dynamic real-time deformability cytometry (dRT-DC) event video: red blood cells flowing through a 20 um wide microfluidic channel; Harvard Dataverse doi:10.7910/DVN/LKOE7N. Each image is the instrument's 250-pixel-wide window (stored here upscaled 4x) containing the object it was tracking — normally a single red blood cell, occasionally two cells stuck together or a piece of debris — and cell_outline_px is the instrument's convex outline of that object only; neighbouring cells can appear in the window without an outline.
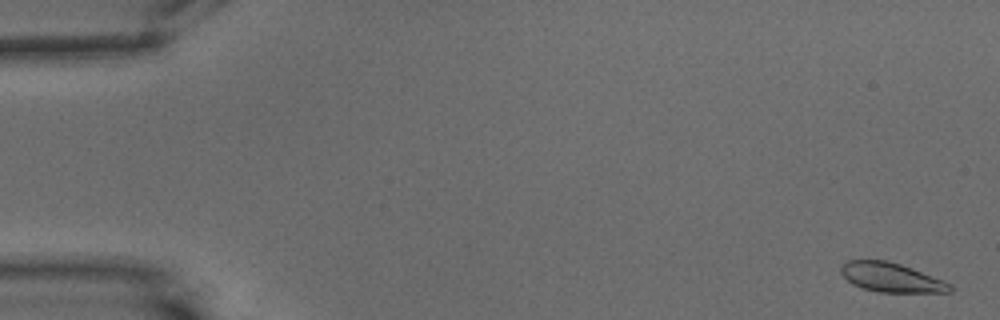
{"species": "common noctule bat (a hibernating species)", "species_latin": "Nyctalus noctula", "temperature_condition": "warm", "stored_images_in_passage": 10, "camera_frame_rate_fps": 3000, "um_per_image_px": 0.085, "animal": {"sex": "male", "body_mass_g": 15.6}, "frame": {"image": 1, "passage_image": 2, "time_ms": 0.333, "image_size_px": [1000, 320], "cell_outline_px": [[952, 292], [876, 292], [852, 284], [840, 272], [840, 264], [848, 260], [888, 260], [912, 268], [952, 284]], "centroid_in_image_um": [75.73, 23.58], "position_along_channel_um": 9.3, "area_um2": 18.55}}